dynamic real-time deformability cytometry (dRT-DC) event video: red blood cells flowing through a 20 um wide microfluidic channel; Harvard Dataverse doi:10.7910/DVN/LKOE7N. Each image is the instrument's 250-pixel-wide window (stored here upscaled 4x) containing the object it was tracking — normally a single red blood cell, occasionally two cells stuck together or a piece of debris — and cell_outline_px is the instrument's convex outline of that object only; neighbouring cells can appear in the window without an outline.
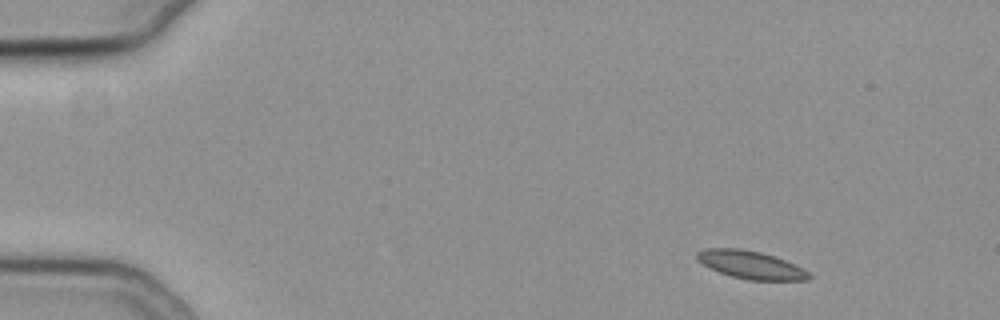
{"species": "common noctule bat (a hibernating species)", "species_latin": "Nyctalus noctula", "temperature_condition": "cold", "stored_images_in_passage": 51, "segment_of_instrument_passage": [1, 2], "camera_frame_rate_fps": 3000, "um_per_image_px": 0.085, "animal": {"sex": "female", "body_mass_g": 19.3, "forearm_length_mm": 54.1}, "frame": {"image": 1, "passage_image": 1, "time_ms": 0.0, "image_size_px": [1000, 320], "cell_outline_px": [[812, 276], [808, 280], [748, 280], [732, 276], [720, 272], [696, 260], [696, 252], [704, 248], [740, 248], [760, 252], [784, 260], [804, 268]], "centroid_in_image_um": [63.81, 22.51], "position_along_channel_um": 21.2, "area_um2": 18.09}}
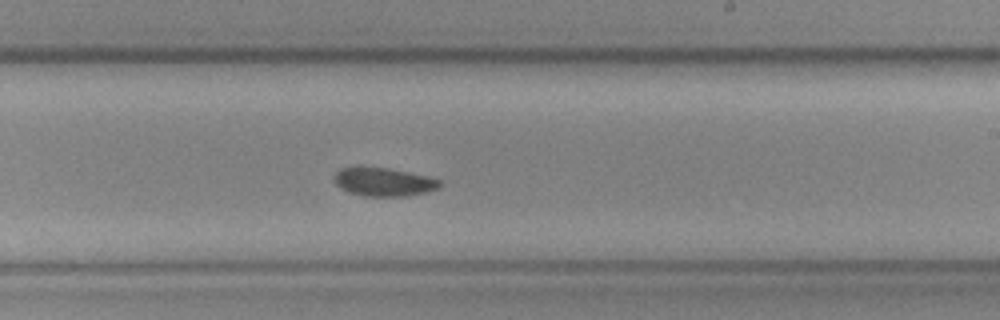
{"frame": {"image": 2, "passage_image": 28, "time_ms": 9.0, "image_size_px": [1000, 320], "cell_outline_px": [[440, 188], [408, 196], [364, 196], [348, 192], [340, 188], [332, 180], [332, 176], [340, 168], [388, 168], [428, 176], [440, 180]], "centroid_in_image_um": [32.59, 15.47], "position_along_channel_um": 256.4, "area_um2": 17.4}}
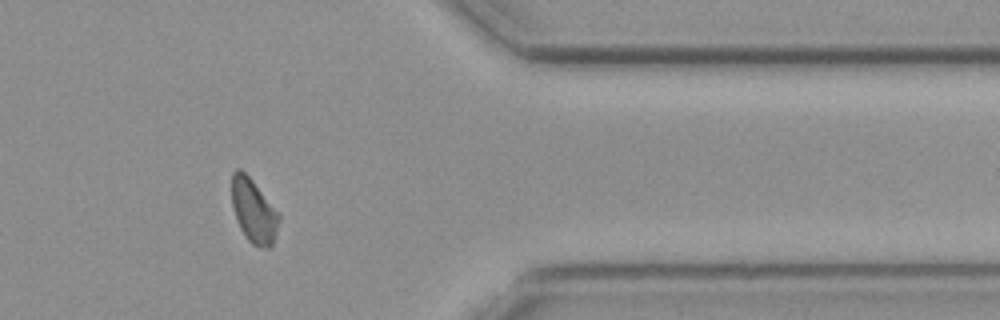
{"frame": {"image": 3, "passage_image": 40, "time_ms": 13.0, "image_size_px": [1000, 320], "cell_outline_px": [[280, 220], [276, 236], [272, 248], [260, 248], [252, 244], [248, 240], [240, 228], [236, 220], [232, 204], [232, 172], [236, 168], [240, 168], [252, 180], [280, 216]], "centroid_in_image_um": [21.56, 17.97], "position_along_channel_um": 389.8, "area_um2": 17.51}}